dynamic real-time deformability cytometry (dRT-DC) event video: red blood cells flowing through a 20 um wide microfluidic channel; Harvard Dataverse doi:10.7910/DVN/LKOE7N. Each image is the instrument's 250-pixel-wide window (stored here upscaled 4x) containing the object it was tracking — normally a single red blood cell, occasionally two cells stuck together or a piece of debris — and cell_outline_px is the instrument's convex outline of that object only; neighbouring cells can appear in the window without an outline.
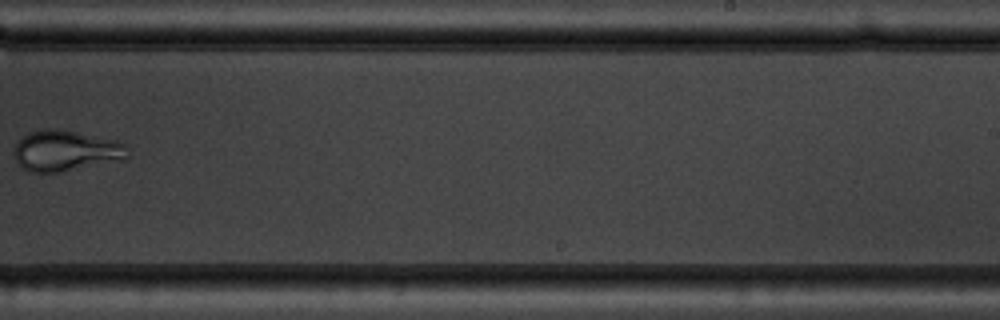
{"species": "common noctule bat (a hibernating species)", "species_latin": "Nyctalus noctula", "temperature_condition": "warm", "stored_images_in_passage": 11, "camera_frame_rate_fps": 3000, "um_per_image_px": 0.085, "animal": {"sex": "male", "body_mass_g": 19.5, "forearm_length_mm": 54.6}, "frame": {"image": 1, "passage_image": 10, "time_ms": 11.333, "image_size_px": [1000, 320], "cell_outline_px": [[128, 156], [124, 160], [56, 172], [28, 172], [16, 164], [12, 152], [16, 144], [28, 132], [44, 128], [56, 128], [116, 140], [124, 144]], "centroid_in_image_um": [5.52, 12.81], "position_along_channel_um": 283.5, "area_um2": 27.05}}